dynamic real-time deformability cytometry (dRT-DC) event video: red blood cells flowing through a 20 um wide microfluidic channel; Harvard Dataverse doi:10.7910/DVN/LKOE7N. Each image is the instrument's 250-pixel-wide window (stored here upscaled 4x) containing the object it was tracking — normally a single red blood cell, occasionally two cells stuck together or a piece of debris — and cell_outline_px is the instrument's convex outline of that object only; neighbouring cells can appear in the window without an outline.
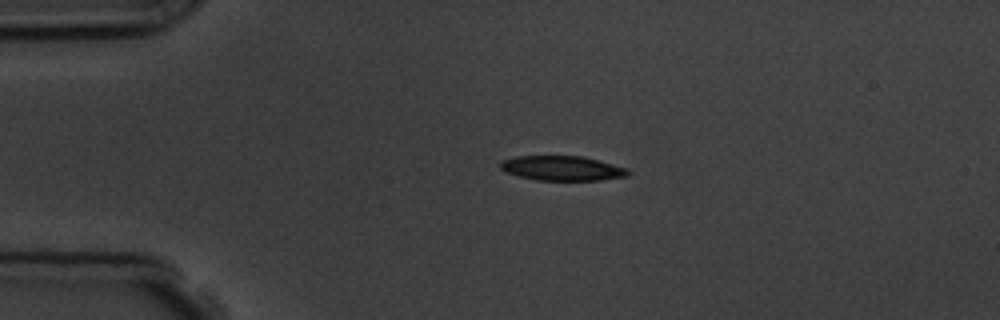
{"species": "common noctule bat (a hibernating species)", "species_latin": "Nyctalus noctula", "temperature_condition": "room temperature", "stored_images_in_passage": 4, "camera_frame_rate_fps": 3000, "um_per_image_px": 0.085, "animal": {"sex": "male", "body_mass_g": 19.5, "forearm_length_mm": 54.6}, "frame": {"image": 1, "passage_image": 3, "time_ms": 2.333, "image_size_px": [1000, 320], "cell_outline_px": [[632, 172], [628, 176], [600, 180], [536, 180], [504, 172], [500, 168], [500, 160], [516, 156], [584, 156], [628, 168]], "centroid_in_image_um": [47.8, 14.29], "position_along_channel_um": 37.2, "area_um2": 18.55}}